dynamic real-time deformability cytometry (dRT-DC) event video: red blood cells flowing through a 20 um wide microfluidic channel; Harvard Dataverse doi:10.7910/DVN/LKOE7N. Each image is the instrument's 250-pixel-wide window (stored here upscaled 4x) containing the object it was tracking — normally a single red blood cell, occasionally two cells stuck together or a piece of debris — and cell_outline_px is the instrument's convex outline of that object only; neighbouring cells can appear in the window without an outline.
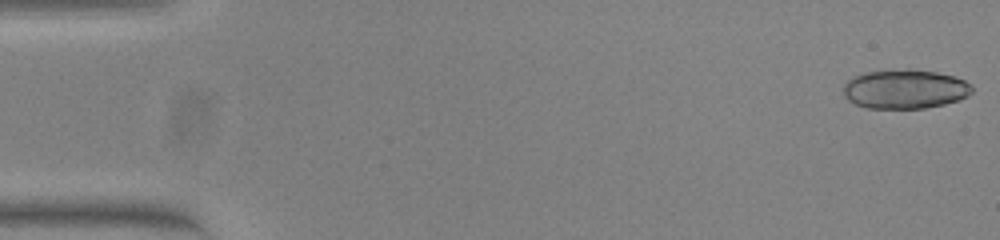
{"species": "common noctule bat (a hibernating species)", "species_latin": "Nyctalus noctula", "temperature_condition": "warm", "stored_images_in_passage": 15, "camera_frame_rate_fps": 3000, "um_per_image_px": 0.085, "animal": {"sex": "female", "body_mass_g": 23.0, "forearm_length_mm": 53.4}, "frame": {"image": 1, "passage_image": 1, "time_ms": 0.0, "image_size_px": [1000, 240], "cell_outline_px": [[972, 92], [968, 96], [960, 100], [944, 104], [924, 108], [868, 108], [856, 104], [848, 100], [844, 96], [844, 84], [848, 80], [864, 72], [908, 68], [936, 72], [952, 76], [964, 80], [972, 84]], "centroid_in_image_um": [76.94, 7.57], "position_along_channel_um": 8.1, "area_um2": 29.48}}